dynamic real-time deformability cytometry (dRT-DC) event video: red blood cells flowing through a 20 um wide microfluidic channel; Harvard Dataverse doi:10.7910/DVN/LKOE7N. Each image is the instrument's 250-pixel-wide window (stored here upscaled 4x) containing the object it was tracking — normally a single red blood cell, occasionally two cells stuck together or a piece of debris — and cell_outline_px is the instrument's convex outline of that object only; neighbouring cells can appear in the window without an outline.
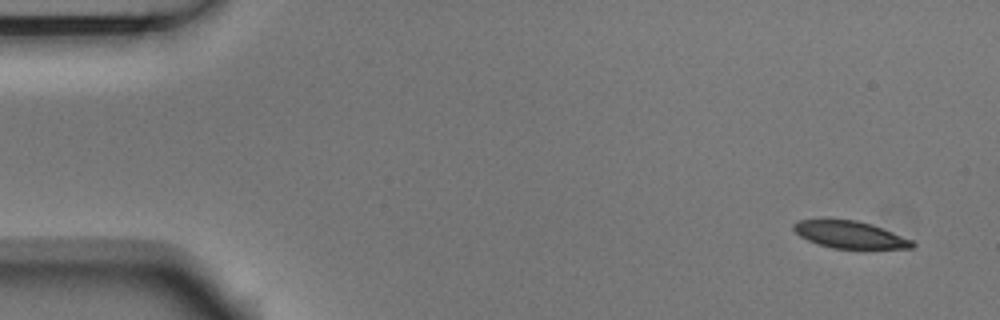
{"species": "Egyptian fruit bat (a non-hibernating species)", "species_latin": "Rousettus aegyptiacus", "temperature_condition": "room temperature", "stored_images_in_passage": 4, "camera_frame_rate_fps": 3000, "um_per_image_px": 0.085, "animal": {"sex": "male"}, "frame": {"image": 1, "passage_image": 1, "time_ms": 0.0, "image_size_px": [1000, 320], "cell_outline_px": [[916, 244], [912, 248], [832, 248], [808, 240], [800, 236], [792, 228], [792, 224], [796, 220], [856, 220], [872, 224], [912, 240]], "centroid_in_image_um": [72.23, 19.94], "position_along_channel_um": 12.8, "area_um2": 18.44}}
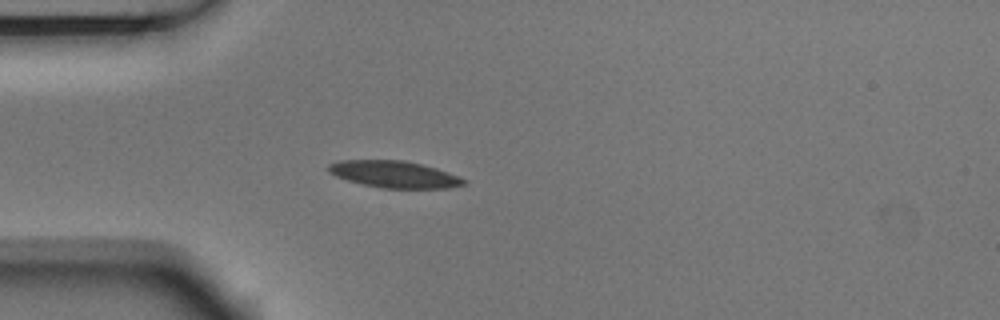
{"frame": {"image": 2, "passage_image": 4, "time_ms": 1.0, "image_size_px": [1000, 320], "cell_outline_px": [[468, 184], [448, 188], [380, 188], [348, 180], [336, 176], [328, 172], [328, 164], [340, 160], [404, 160], [436, 168], [448, 172], [468, 180]], "centroid_in_image_um": [33.54, 14.82], "position_along_channel_um": 51.5, "area_um2": 21.15}}